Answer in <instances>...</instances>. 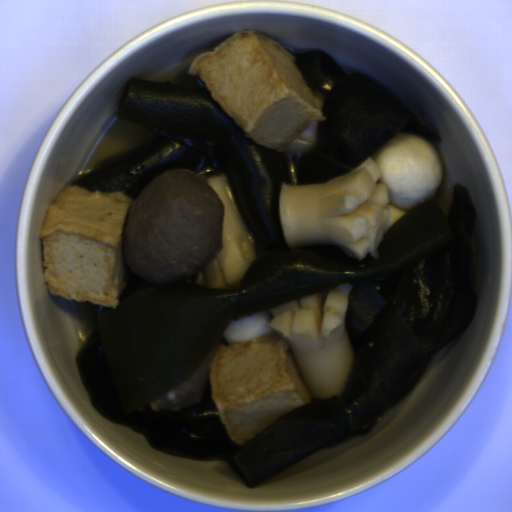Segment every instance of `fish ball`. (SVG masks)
<instances>
[{
	"label": "fish ball",
	"mask_w": 512,
	"mask_h": 512,
	"mask_svg": "<svg viewBox=\"0 0 512 512\" xmlns=\"http://www.w3.org/2000/svg\"><path fill=\"white\" fill-rule=\"evenodd\" d=\"M199 76L254 144L306 154L317 143V123L326 120V95L310 89L295 57L254 30L233 34L214 51L199 54L187 70Z\"/></svg>",
	"instance_id": "29854b86"
},
{
	"label": "fish ball",
	"mask_w": 512,
	"mask_h": 512,
	"mask_svg": "<svg viewBox=\"0 0 512 512\" xmlns=\"http://www.w3.org/2000/svg\"><path fill=\"white\" fill-rule=\"evenodd\" d=\"M134 200L66 184L39 228L46 289L67 300L119 307L125 287L123 230Z\"/></svg>",
	"instance_id": "53f4d19a"
},
{
	"label": "fish ball",
	"mask_w": 512,
	"mask_h": 512,
	"mask_svg": "<svg viewBox=\"0 0 512 512\" xmlns=\"http://www.w3.org/2000/svg\"><path fill=\"white\" fill-rule=\"evenodd\" d=\"M259 311L231 320L208 370L210 395L227 436L237 445L275 420L311 403L297 363L283 338Z\"/></svg>",
	"instance_id": "745d8928"
},
{
	"label": "fish ball",
	"mask_w": 512,
	"mask_h": 512,
	"mask_svg": "<svg viewBox=\"0 0 512 512\" xmlns=\"http://www.w3.org/2000/svg\"><path fill=\"white\" fill-rule=\"evenodd\" d=\"M380 168L377 184H385L388 204L402 210L434 198L443 181L439 153L425 137L399 133L370 157Z\"/></svg>",
	"instance_id": "b283a14b"
}]
</instances>
